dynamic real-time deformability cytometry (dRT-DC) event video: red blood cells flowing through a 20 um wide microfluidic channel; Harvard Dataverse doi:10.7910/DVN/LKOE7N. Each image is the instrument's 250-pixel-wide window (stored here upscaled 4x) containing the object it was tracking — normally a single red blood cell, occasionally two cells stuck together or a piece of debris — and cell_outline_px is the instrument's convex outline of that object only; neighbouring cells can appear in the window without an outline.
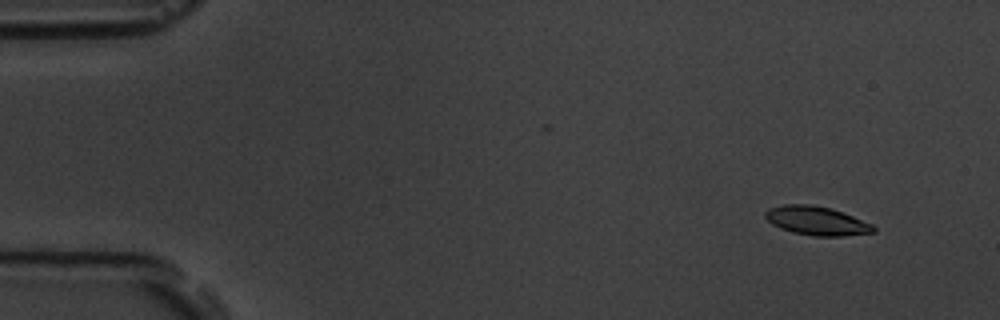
{"species": "common noctule bat (a hibernating species)", "species_latin": "Nyctalus noctula", "temperature_condition": "room temperature", "stored_images_in_passage": 10, "camera_frame_rate_fps": 3000, "um_per_image_px": 0.085, "animal": {"sex": "male", "body_mass_g": 19.5, "forearm_length_mm": 54.6}, "frame": {"image": 1, "passage_image": 1, "time_ms": 0.0, "image_size_px": [1000, 320], "cell_outline_px": [[876, 232], [840, 236], [812, 236], [792, 232], [780, 228], [772, 224], [764, 216], [764, 212], [768, 208], [784, 204], [812, 204], [832, 208], [872, 224], [876, 228]], "centroid_in_image_um": [69.39, 18.76], "position_along_channel_um": 15.6, "area_um2": 18.26}}
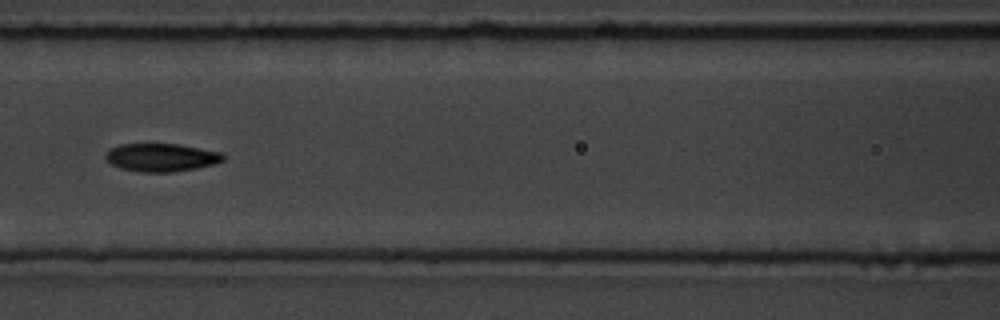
{"frame": {"image": 2, "passage_image": 7, "time_ms": 7.0, "image_size_px": [1000, 320], "cell_outline_px": [[224, 160], [216, 164], [196, 168], [172, 172], [140, 172], [120, 168], [104, 160], [104, 156], [112, 148], [120, 144], [180, 144], [224, 152]], "centroid_in_image_um": [13.75, 13.38], "position_along_channel_um": 152.9, "area_um2": 19.42}}
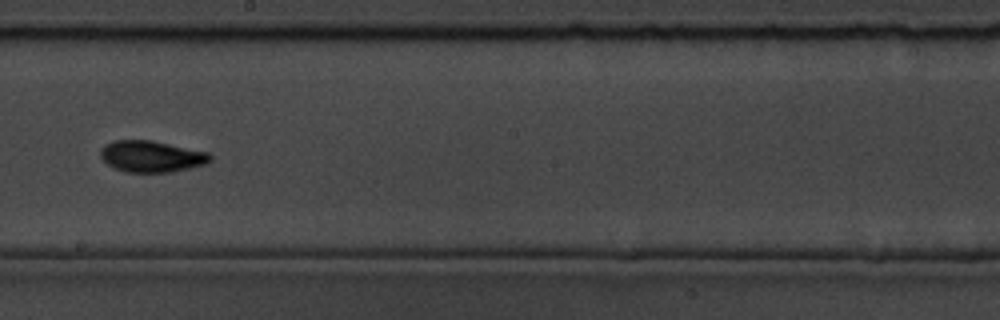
{"frame": {"image": 3, "passage_image": 9, "time_ms": 9.333, "image_size_px": [1000, 320], "cell_outline_px": [[212, 160], [208, 164], [172, 172], [128, 172], [116, 168], [108, 164], [100, 156], [100, 148], [104, 144], [116, 140], [152, 140], [208, 152], [212, 156]], "centroid_in_image_um": [12.9, 13.29], "position_along_channel_um": 235.3, "area_um2": 20.17}}